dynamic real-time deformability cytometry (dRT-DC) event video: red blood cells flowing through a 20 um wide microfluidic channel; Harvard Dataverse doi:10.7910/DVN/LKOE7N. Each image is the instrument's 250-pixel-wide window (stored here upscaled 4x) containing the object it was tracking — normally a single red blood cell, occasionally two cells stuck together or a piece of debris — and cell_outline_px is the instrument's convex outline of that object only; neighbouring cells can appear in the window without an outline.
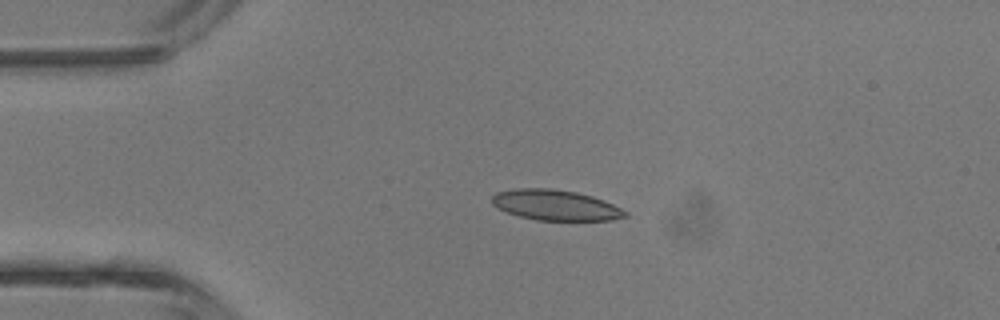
{"species": "common noctule bat (a hibernating species)", "species_latin": "Nyctalus noctula", "temperature_condition": "room temperature", "stored_images_in_passage": 6, "camera_frame_rate_fps": 3000, "um_per_image_px": 0.085, "animal": {"sex": "male", "body_mass_g": 13.3}, "frame": {"image": 1, "passage_image": 3, "time_ms": 3.0, "image_size_px": [1000, 320], "cell_outline_px": [[628, 216], [612, 220], [536, 220], [520, 216], [496, 208], [492, 204], [492, 196], [496, 192], [516, 188], [552, 188], [576, 192], [592, 196], [604, 200], [628, 212]], "centroid_in_image_um": [47.21, 17.43], "position_along_channel_um": 37.8, "area_um2": 23.7}}
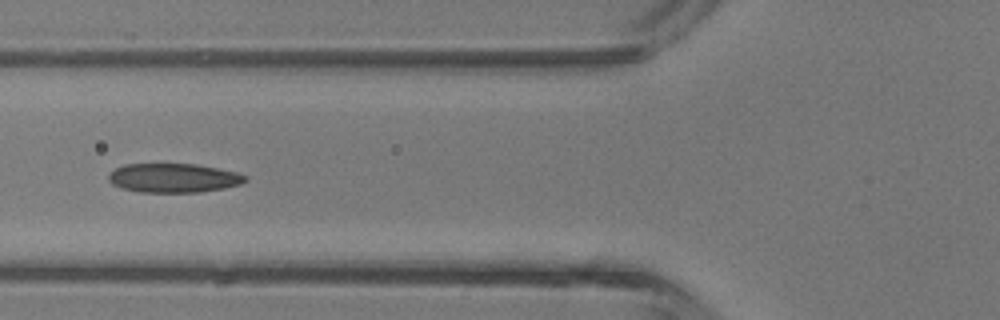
{"frame": {"image": 2, "passage_image": 5, "time_ms": 5.333, "image_size_px": [1000, 320], "cell_outline_px": [[248, 180], [240, 184], [224, 188], [200, 192], [140, 192], [120, 188], [112, 184], [108, 180], [108, 176], [116, 168], [124, 164], [196, 164], [236, 172], [248, 176]], "centroid_in_image_um": [14.75, 15.13], "position_along_channel_um": 111.0, "area_um2": 23.18}}
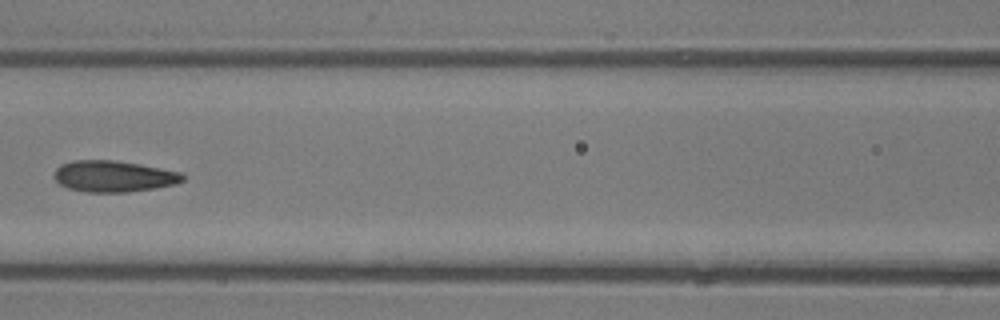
{"frame": {"image": 3, "passage_image": 6, "time_ms": 6.333, "image_size_px": [1000, 320], "cell_outline_px": [[184, 180], [176, 184], [128, 192], [88, 192], [68, 188], [60, 184], [52, 176], [56, 168], [60, 164], [72, 160], [116, 160], [140, 164], [180, 172], [184, 176]], "centroid_in_image_um": [9.62, 14.97], "position_along_channel_um": 157.0, "area_um2": 23.47}}